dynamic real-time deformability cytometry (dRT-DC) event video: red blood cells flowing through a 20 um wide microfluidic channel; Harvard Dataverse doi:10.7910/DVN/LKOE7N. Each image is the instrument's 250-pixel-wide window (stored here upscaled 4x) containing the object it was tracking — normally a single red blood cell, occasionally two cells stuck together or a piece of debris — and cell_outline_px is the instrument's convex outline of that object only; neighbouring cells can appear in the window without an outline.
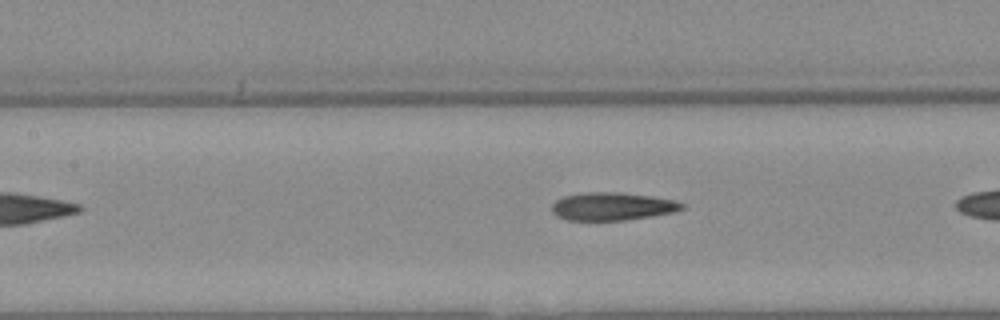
{"species": "Egyptian fruit bat (a non-hibernating species)", "species_latin": "Rousettus aegyptiacus", "temperature_condition": "warm", "stored_images_in_passage": 9, "camera_frame_rate_fps": 3000, "um_per_image_px": 0.085, "animal": {"sex": "female"}, "frame": {"image": 1, "passage_image": 8, "time_ms": 2.333, "image_size_px": [1000, 320], "cell_outline_px": [[684, 208], [672, 212], [652, 216], [624, 220], [568, 220], [556, 216], [552, 212], [552, 204], [556, 200], [564, 196], [584, 192], [620, 192], [648, 196], [672, 200], [684, 204]], "centroid_in_image_um": [51.99, 17.54], "position_along_channel_um": 155.4, "area_um2": 20.98}}